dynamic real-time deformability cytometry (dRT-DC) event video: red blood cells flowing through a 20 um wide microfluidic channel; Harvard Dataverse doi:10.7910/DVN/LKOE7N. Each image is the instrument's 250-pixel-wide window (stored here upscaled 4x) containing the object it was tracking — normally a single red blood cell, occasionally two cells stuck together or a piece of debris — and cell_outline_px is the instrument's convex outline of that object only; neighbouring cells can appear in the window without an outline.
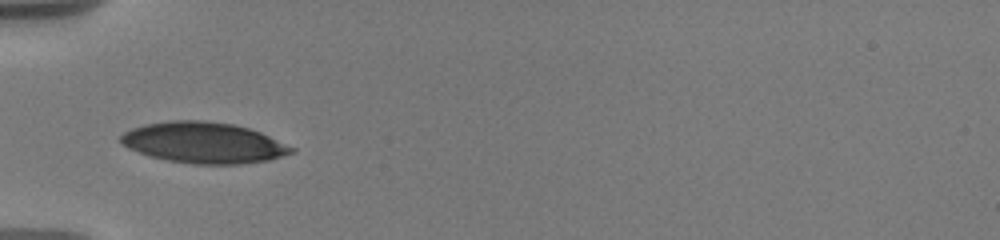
{"species": "human", "species_latin": "Homo sapiens", "temperature_condition": "warm", "stored_images_in_passage": 30, "camera_frame_rate_fps": 3000, "um_per_image_px": 0.085, "donor": {"sex": "male"}, "frame": {"image": 1, "passage_image": 1, "time_ms": 0.0, "image_size_px": [1000, 240], "cell_outline_px": [[296, 152], [268, 160], [240, 164], [196, 164], [168, 160], [148, 156], [128, 148], [120, 140], [120, 136], [124, 132], [132, 128], [144, 124], [168, 120], [204, 120], [236, 124], [260, 132], [296, 148]], "centroid_in_image_um": [17.32, 12.12], "position_along_channel_um": 67.7, "area_um2": 40.86}}
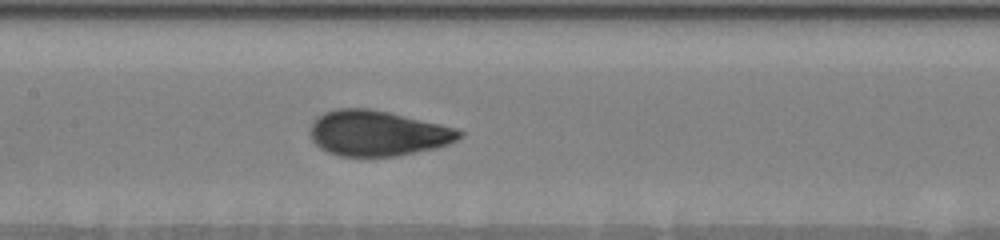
{"frame": {"image": 2, "passage_image": 11, "time_ms": 3.0, "image_size_px": [1000, 240], "cell_outline_px": [[464, 136], [448, 144], [436, 148], [396, 156], [340, 156], [328, 152], [320, 148], [312, 140], [308, 132], [312, 124], [324, 112], [336, 108], [368, 108], [388, 112], [460, 128], [464, 132]], "centroid_in_image_um": [32.13, 11.32], "position_along_channel_um": 175.3, "area_um2": 39.65}}
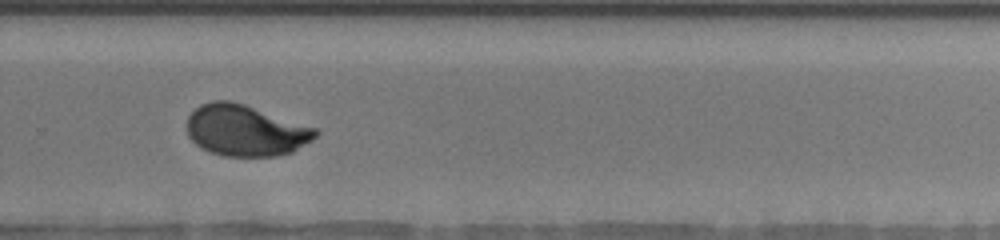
{"frame": {"image": 3, "passage_image": 24, "time_ms": 6.667, "image_size_px": [1000, 240], "cell_outline_px": [[320, 132], [312, 140], [292, 152], [276, 156], [224, 156], [212, 152], [196, 144], [188, 136], [188, 116], [200, 104], [212, 100], [228, 100], [244, 104], [316, 128]], "centroid_in_image_um": [20.87, 11.08], "position_along_channel_um": 308.9, "area_um2": 38.09}}